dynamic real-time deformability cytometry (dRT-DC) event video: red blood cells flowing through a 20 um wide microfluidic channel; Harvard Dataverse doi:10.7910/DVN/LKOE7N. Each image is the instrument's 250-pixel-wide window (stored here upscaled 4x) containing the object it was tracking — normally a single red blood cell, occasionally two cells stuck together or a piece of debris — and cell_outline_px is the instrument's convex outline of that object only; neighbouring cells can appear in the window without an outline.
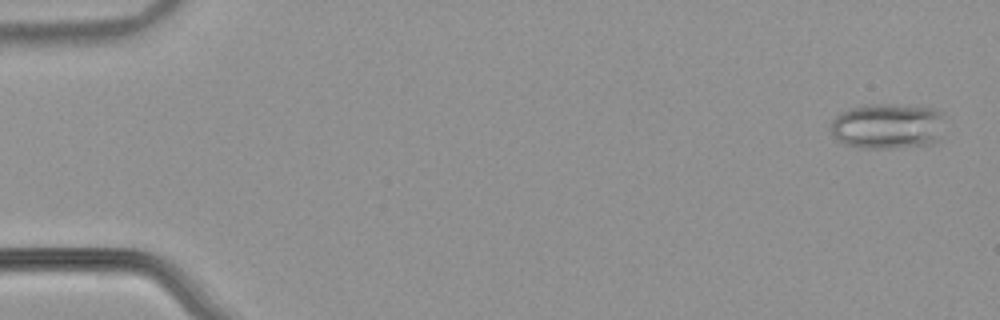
{"species": "common noctule bat (a hibernating species)", "species_latin": "Nyctalus noctula", "temperature_condition": "warm", "stored_images_in_passage": 53, "camera_frame_rate_fps": 3000, "um_per_image_px": 0.085, "animal": {"sex": "male", "body_mass_g": 21.5, "forearm_length_mm": 52.0}, "frame": {"image": 1, "passage_image": 2, "time_ms": 0.333, "image_size_px": [1000, 320], "cell_outline_px": [[940, 116], [936, 140], [932, 144], [896, 148], [856, 148], [844, 144], [836, 140], [828, 128], [832, 120], [840, 112], [864, 104], [892, 104], [932, 108], [940, 112]], "centroid_in_image_um": [75.3, 10.73], "position_along_channel_um": 9.7, "area_um2": 30.11}}
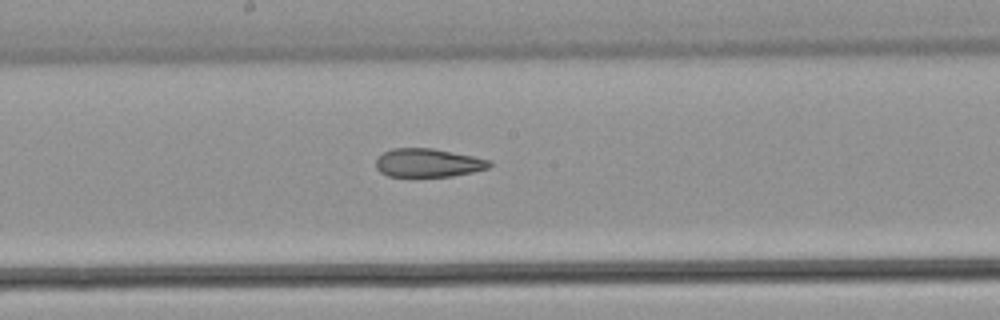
{"frame": {"image": 2, "passage_image": 29, "time_ms": 9.333, "image_size_px": [1000, 320], "cell_outline_px": [[492, 164], [488, 168], [472, 172], [452, 176], [388, 176], [380, 172], [376, 168], [376, 160], [384, 152], [392, 148], [432, 148], [492, 160]], "centroid_in_image_um": [36.39, 13.84], "position_along_channel_um": 211.8, "area_um2": 18.73}}
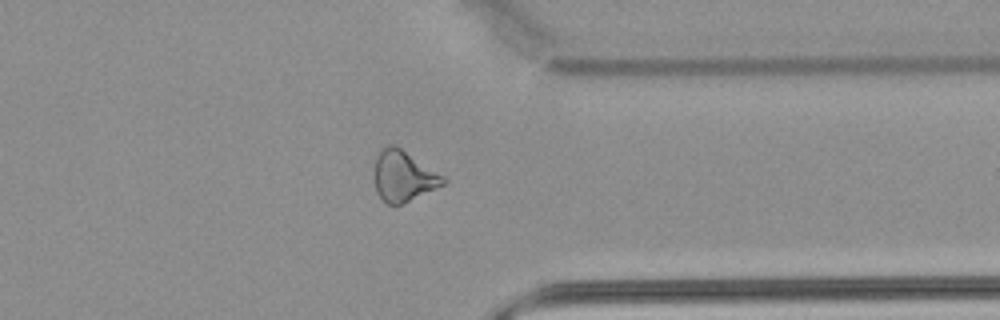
{"frame": {"image": 3, "passage_image": 42, "time_ms": 13.667, "image_size_px": [1000, 320], "cell_outline_px": [[448, 180], [444, 184], [400, 204], [384, 204], [376, 192], [372, 176], [376, 156], [380, 148], [388, 144], [392, 144], [400, 148], [444, 176]], "centroid_in_image_um": [34.21, 14.96], "position_along_channel_um": 377.2, "area_um2": 20.4}, "authors_computed_cell_mechanics": {"area_um2": 22.6576, "velocity_mm_per_s": 3.9121, "shape_relaxation_time_tau1_ms": null, "shape_relaxation_time_tau2_ms": 2.6175, "deformation_change_tau1": null, "deformation_change_tau2": 0.1144}}